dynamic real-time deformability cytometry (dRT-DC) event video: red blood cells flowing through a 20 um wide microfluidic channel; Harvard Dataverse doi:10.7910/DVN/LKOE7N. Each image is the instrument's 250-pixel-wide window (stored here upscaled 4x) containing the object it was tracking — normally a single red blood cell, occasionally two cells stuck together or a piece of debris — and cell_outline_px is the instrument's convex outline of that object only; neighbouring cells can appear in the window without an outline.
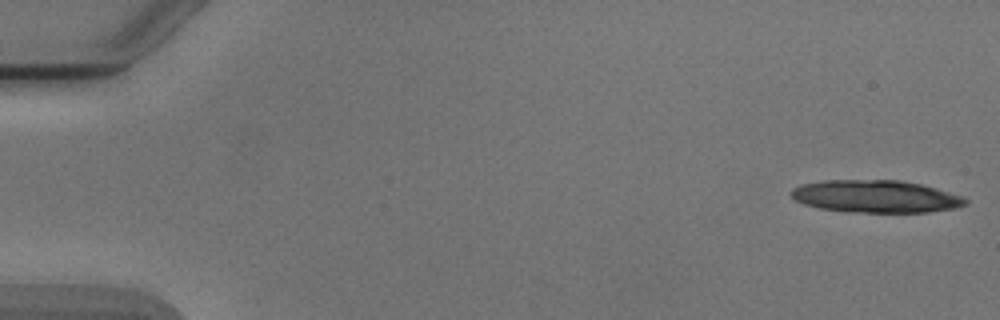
{"species": "Egyptian fruit bat (a non-hibernating species)", "species_latin": "Rousettus aegyptiacus", "temperature_condition": "cold", "stored_images_in_passage": 6, "camera_frame_rate_fps": 3000, "um_per_image_px": 0.085, "animal": {"sex": "male"}, "frame": {"image": 1, "passage_image": 1, "time_ms": 0.0, "image_size_px": [1000, 320], "cell_outline_px": [[968, 204], [956, 208], [928, 212], [848, 212], [820, 208], [804, 204], [796, 200], [788, 192], [792, 188], [804, 184], [820, 180], [900, 180], [920, 184], [936, 188], [964, 196], [968, 200]], "centroid_in_image_um": [74.46, 16.69], "position_along_channel_um": 10.5, "area_um2": 33.12}}